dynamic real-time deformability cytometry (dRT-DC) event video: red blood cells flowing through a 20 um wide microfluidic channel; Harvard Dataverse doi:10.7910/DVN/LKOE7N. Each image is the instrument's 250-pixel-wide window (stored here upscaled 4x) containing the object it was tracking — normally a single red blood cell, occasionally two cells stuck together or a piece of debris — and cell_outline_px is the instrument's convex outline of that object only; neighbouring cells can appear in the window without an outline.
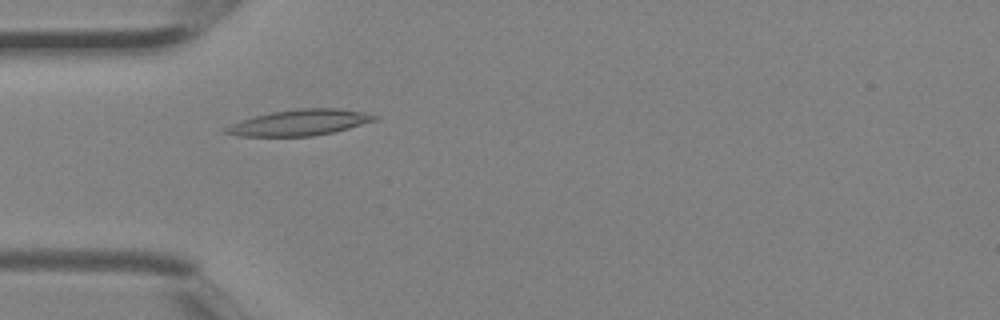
{"species": "Egyptian fruit bat (a non-hibernating species)", "species_latin": "Rousettus aegyptiacus", "temperature_condition": "room temperature", "stored_images_in_passage": 2, "camera_frame_rate_fps": 3000, "um_per_image_px": 0.085, "animal": {"sex": "female"}, "frame": {"image": 1, "passage_image": 1, "time_ms": 0.0, "image_size_px": [1000, 320], "cell_outline_px": [[380, 116], [376, 120], [348, 128], [332, 132], [312, 136], [240, 136], [224, 132], [220, 128], [240, 120], [272, 112], [296, 108], [336, 108], [364, 112]], "centroid_in_image_um": [25.44, 10.41], "position_along_channel_um": 59.6, "area_um2": 22.43}}
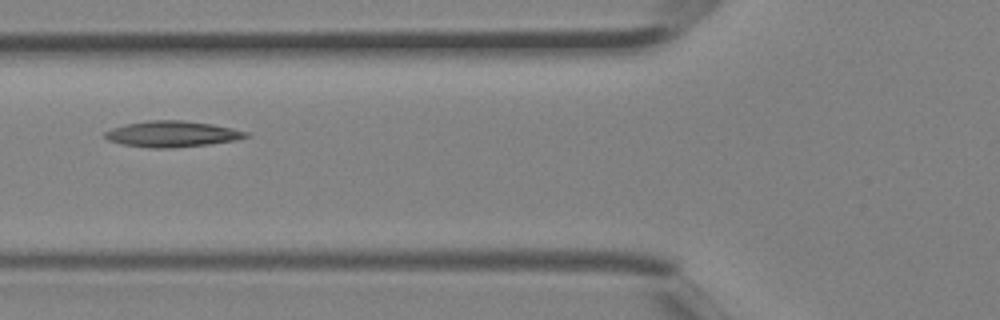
{"frame": {"image": 2, "passage_image": 2, "time_ms": 0.333, "image_size_px": [1000, 320], "cell_outline_px": [[248, 136], [236, 140], [208, 144], [172, 148], [148, 148], [120, 144], [108, 140], [104, 136], [104, 132], [112, 128], [128, 124], [148, 120], [180, 120], [212, 124], [232, 128], [248, 132]], "centroid_in_image_um": [14.6, 11.39], "position_along_channel_um": 111.2, "area_um2": 21.27}}